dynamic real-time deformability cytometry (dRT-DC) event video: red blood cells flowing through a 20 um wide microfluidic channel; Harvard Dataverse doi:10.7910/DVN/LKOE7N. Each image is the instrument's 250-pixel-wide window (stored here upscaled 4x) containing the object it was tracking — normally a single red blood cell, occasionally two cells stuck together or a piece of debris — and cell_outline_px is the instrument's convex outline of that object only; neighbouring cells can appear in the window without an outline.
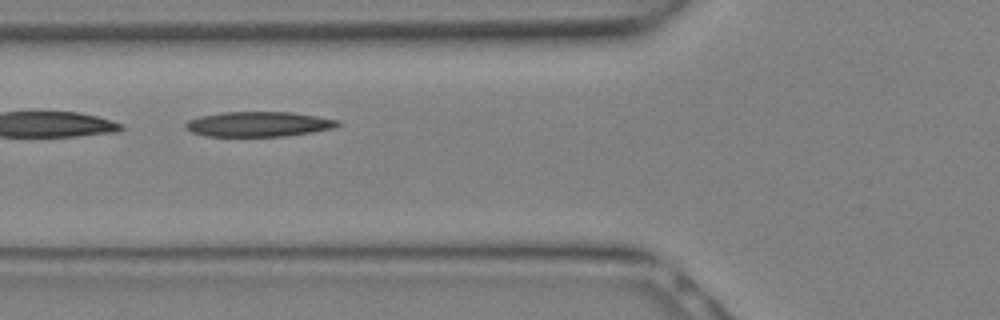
{"species": "Egyptian fruit bat (a non-hibernating species)", "species_latin": "Rousettus aegyptiacus", "temperature_condition": "warm", "stored_images_in_passage": 27, "camera_frame_rate_fps": 3000, "um_per_image_px": 0.085, "animal": {"sex": "female"}, "frame": {"image": 1, "passage_image": 9, "time_ms": 2.667, "image_size_px": [1000, 320], "cell_outline_px": [[340, 124], [332, 128], [312, 132], [284, 136], [204, 136], [192, 132], [184, 124], [188, 120], [220, 112], [292, 112], [340, 120]], "centroid_in_image_um": [21.99, 10.55], "position_along_channel_um": 103.8, "area_um2": 21.96}}
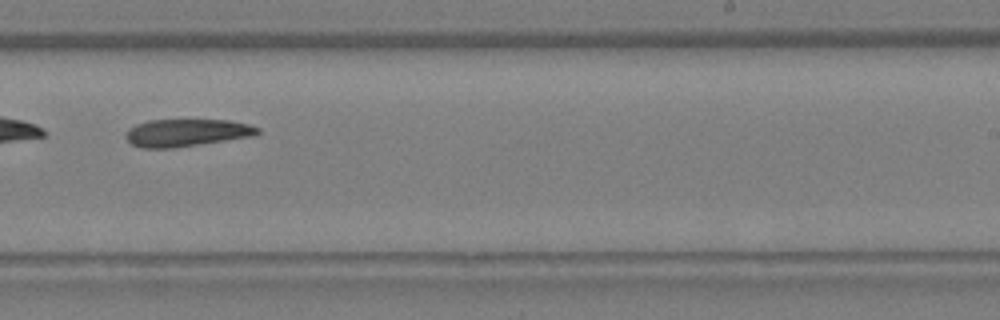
{"frame": {"image": 2, "passage_image": 16, "time_ms": 5.0, "image_size_px": [1000, 320], "cell_outline_px": [[260, 132], [256, 136], [172, 148], [144, 148], [132, 144], [124, 136], [128, 128], [136, 124], [148, 120], [228, 120], [248, 124], [260, 128]], "centroid_in_image_um": [15.87, 11.28], "position_along_channel_um": 273.1, "area_um2": 21.15}}
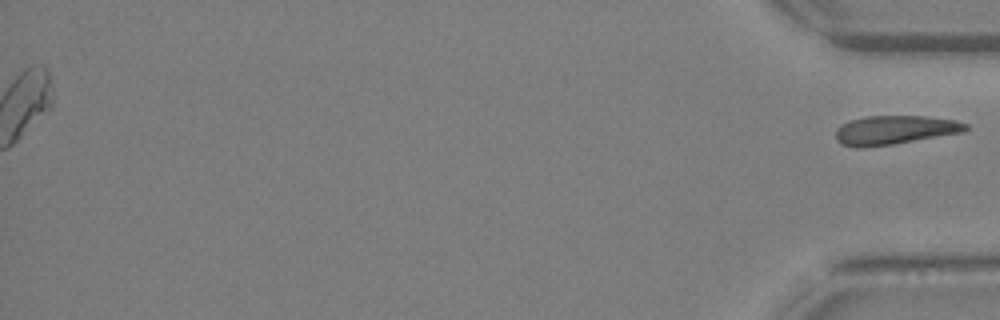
{"frame": {"image": 3, "passage_image": 27, "time_ms": 8.667, "image_size_px": [1000, 320], "cell_outline_px": [[968, 128], [964, 132], [892, 144], [856, 148], [840, 144], [836, 140], [836, 128], [848, 120], [864, 116], [928, 116], [956, 120], [968, 124]], "centroid_in_image_um": [76.03, 11.04], "position_along_channel_um": 359.2, "area_um2": 22.02}}